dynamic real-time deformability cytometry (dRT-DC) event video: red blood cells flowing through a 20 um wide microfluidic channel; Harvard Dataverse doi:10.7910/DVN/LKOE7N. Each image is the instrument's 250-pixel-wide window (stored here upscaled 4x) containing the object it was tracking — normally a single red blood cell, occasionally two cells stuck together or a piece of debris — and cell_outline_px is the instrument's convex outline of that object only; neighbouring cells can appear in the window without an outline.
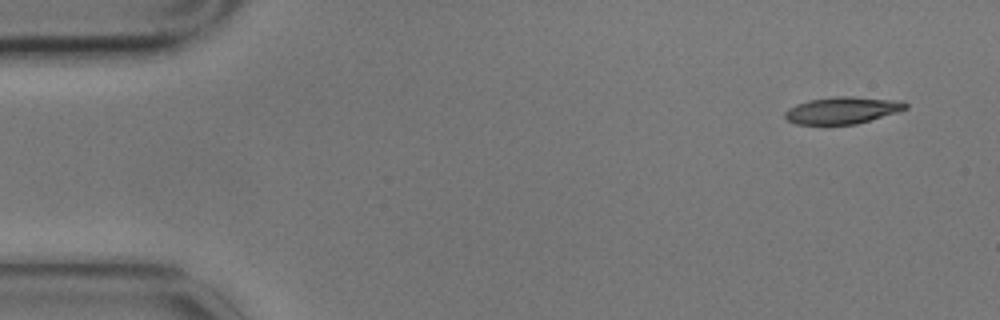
{"species": "common noctule bat (a hibernating species)", "species_latin": "Nyctalus noctula", "temperature_condition": "cold", "stored_images_in_passage": 2, "camera_frame_rate_fps": 3000, "um_per_image_px": 0.085, "animal": {"sex": "male", "body_mass_g": 17.9}, "frame": {"image": 1, "passage_image": 2, "time_ms": 0.333, "image_size_px": [1000, 320], "cell_outline_px": [[908, 108], [896, 112], [856, 124], [796, 124], [788, 120], [784, 116], [784, 112], [788, 108], [796, 104], [808, 100], [836, 96], [852, 96], [904, 100], [908, 104]], "centroid_in_image_um": [71.62, 9.35], "position_along_channel_um": 13.4, "area_um2": 19.02}}